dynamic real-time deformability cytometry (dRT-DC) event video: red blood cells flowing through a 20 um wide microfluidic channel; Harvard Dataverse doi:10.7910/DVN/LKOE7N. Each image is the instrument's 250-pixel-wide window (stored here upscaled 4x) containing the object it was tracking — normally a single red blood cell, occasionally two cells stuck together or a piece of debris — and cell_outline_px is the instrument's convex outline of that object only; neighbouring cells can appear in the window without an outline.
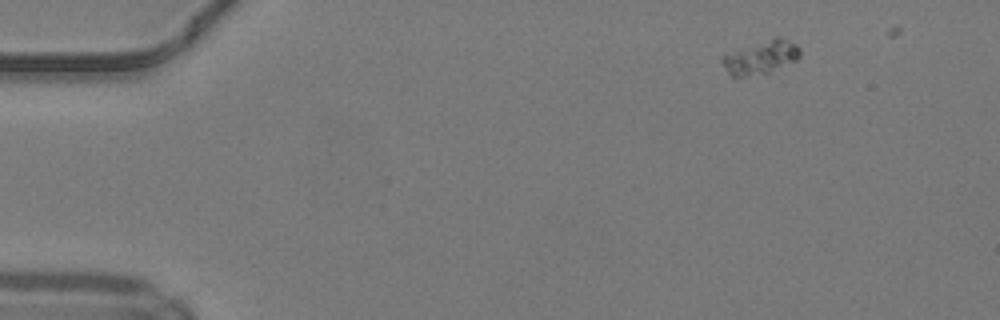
{"species": "common noctule bat (a hibernating species)", "species_latin": "Nyctalus noctula", "temperature_condition": "warm", "stored_images_in_passage": 18, "camera_frame_rate_fps": 3000, "um_per_image_px": 0.085, "animal": {"sex": "male", "body_mass_g": 19.2, "forearm_length_mm": 51.8}, "frame": {"image": 1, "passage_image": 1, "time_ms": 0.0, "image_size_px": [1000, 320], "cell_outline_px": [[800, 56], [796, 60], [768, 72], [736, 80], [728, 72], [720, 60], [720, 56], [772, 36], [780, 36], [796, 44], [800, 48]], "centroid_in_image_um": [64.64, 4.87], "position_along_channel_um": 20.4, "area_um2": 15.49}}
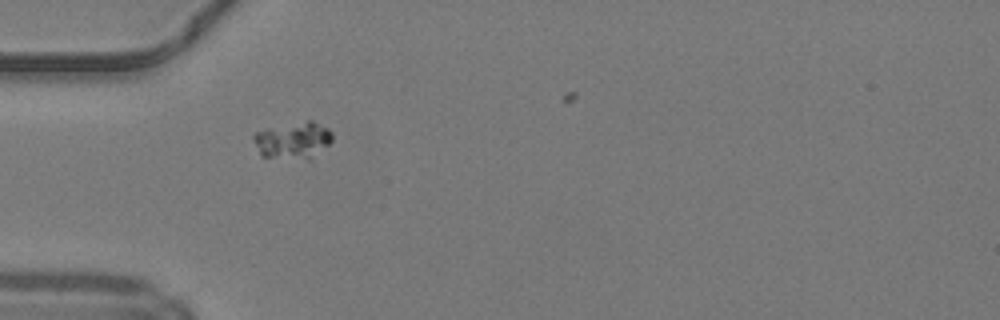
{"frame": {"image": 2, "passage_image": 11, "time_ms": 3.333, "image_size_px": [1000, 320], "cell_outline_px": [[332, 140], [312, 160], [308, 160], [260, 156], [252, 140], [252, 136], [256, 132], [268, 128], [308, 120], [312, 120], [328, 128], [332, 132]], "centroid_in_image_um": [24.91, 11.95], "position_along_channel_um": 60.1, "area_um2": 17.11}}
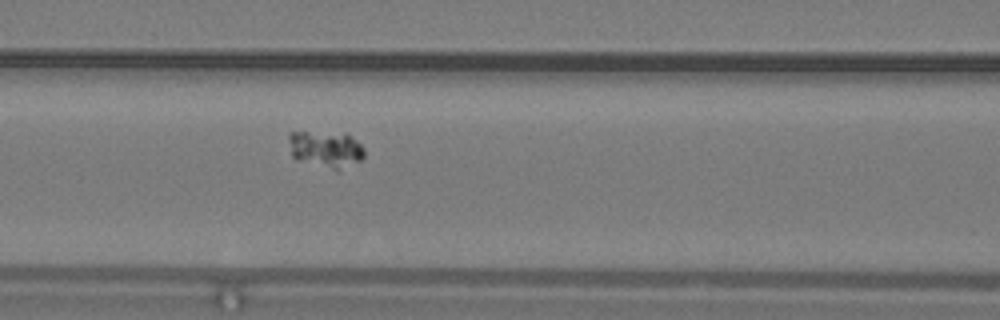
{"frame": {"image": 3, "passage_image": 17, "time_ms": 5.333, "image_size_px": [1000, 320], "cell_outline_px": [[364, 156], [360, 160], [340, 172], [336, 172], [296, 160], [292, 156], [288, 140], [288, 132], [344, 132], [356, 140], [364, 148]], "centroid_in_image_um": [27.69, 12.71], "position_along_channel_um": 138.9, "area_um2": 16.82}}